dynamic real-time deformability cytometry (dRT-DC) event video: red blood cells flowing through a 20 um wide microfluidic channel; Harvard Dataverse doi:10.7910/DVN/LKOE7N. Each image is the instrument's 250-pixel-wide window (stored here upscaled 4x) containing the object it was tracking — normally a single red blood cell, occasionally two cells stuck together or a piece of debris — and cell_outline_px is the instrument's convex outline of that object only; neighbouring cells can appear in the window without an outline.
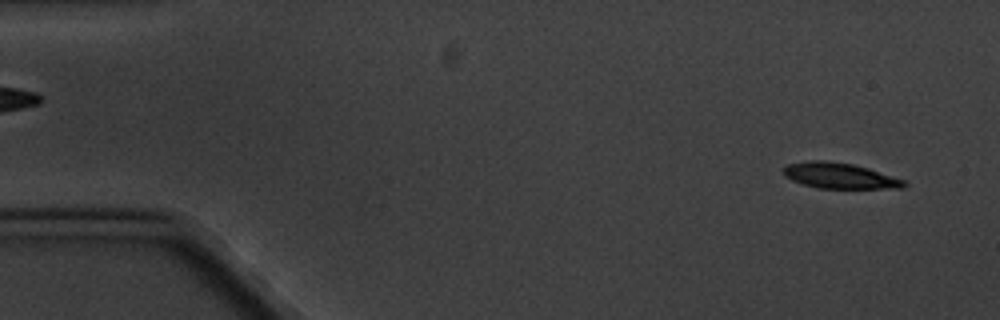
{"species": "common noctule bat (a hibernating species)", "species_latin": "Nyctalus noctula", "temperature_condition": "cold", "stored_images_in_passage": 6, "camera_frame_rate_fps": 3000, "um_per_image_px": 0.085, "animal": {"sex": "male", "body_mass_g": 20.1, "forearm_length_mm": 53.5}, "frame": {"image": 1, "passage_image": 1, "time_ms": 0.0, "image_size_px": [1000, 320], "cell_outline_px": [[908, 184], [904, 188], [820, 188], [804, 184], [792, 180], [784, 176], [784, 168], [788, 164], [812, 160], [824, 160], [852, 164], [868, 168], [908, 180]], "centroid_in_image_um": [71.44, 14.94], "position_along_channel_um": 13.6, "area_um2": 18.03}}
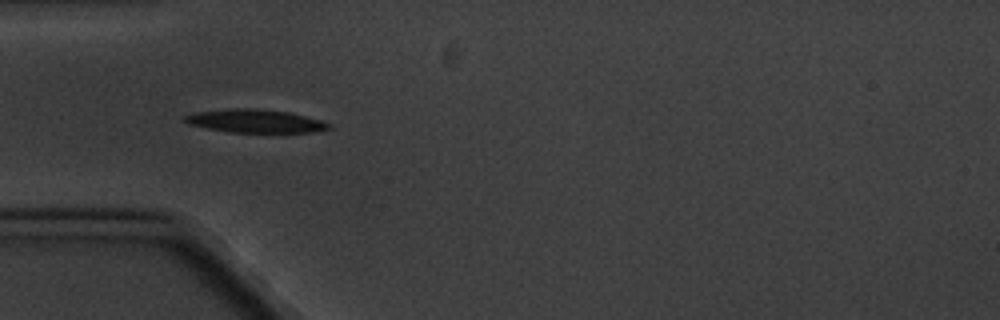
{"frame": {"image": 2, "passage_image": 5, "time_ms": 4.667, "image_size_px": [1000, 320], "cell_outline_px": [[332, 128], [316, 132], [232, 132], [208, 128], [188, 124], [184, 120], [184, 116], [196, 112], [236, 108], [252, 108], [288, 112], [320, 120], [332, 124]], "centroid_in_image_um": [21.73, 10.29], "position_along_channel_um": 63.3, "area_um2": 19.25}}